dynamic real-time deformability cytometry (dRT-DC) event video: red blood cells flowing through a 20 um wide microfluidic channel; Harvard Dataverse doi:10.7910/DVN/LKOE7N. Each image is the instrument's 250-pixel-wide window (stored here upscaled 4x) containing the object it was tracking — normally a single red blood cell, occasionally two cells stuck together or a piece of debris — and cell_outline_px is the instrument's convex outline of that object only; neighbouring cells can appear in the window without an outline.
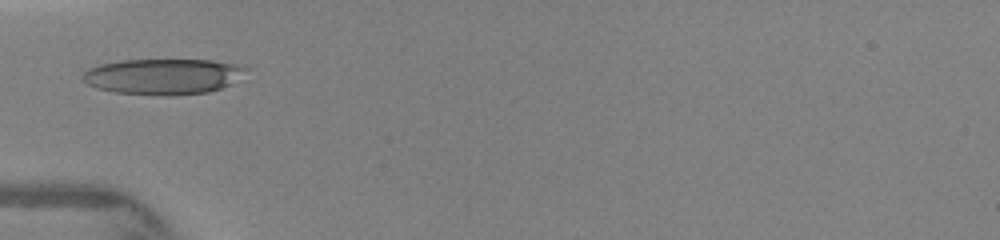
{"species": "human", "species_latin": "Homo sapiens", "temperature_condition": "warm", "stored_images_in_passage": 22, "camera_frame_rate_fps": 3000, "um_per_image_px": 0.085, "donor": {"sex": "female"}, "frame": {"image": 1, "passage_image": 1, "time_ms": 0.0, "image_size_px": [1000, 240], "cell_outline_px": [[248, 68], [232, 84], [208, 92], [172, 96], [112, 92], [96, 88], [88, 84], [80, 76], [88, 68], [100, 64], [120, 60], [212, 60], [240, 64]], "centroid_in_image_um": [13.85, 6.5], "position_along_channel_um": 71.1, "area_um2": 34.16}}
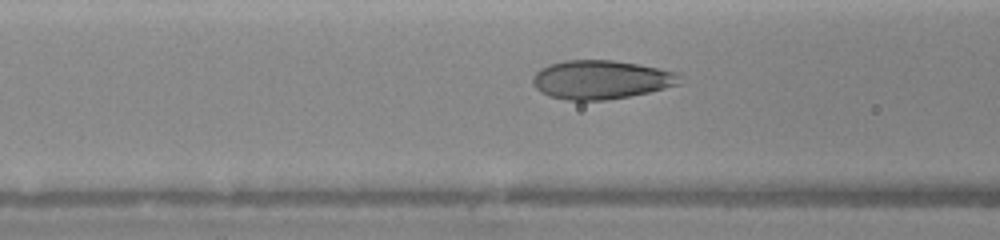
{"frame": {"image": 2, "passage_image": 7, "time_ms": 1.0, "image_size_px": [1000, 240], "cell_outline_px": [[680, 84], [648, 92], [628, 96], [604, 100], [568, 100], [548, 96], [540, 92], [532, 84], [532, 76], [540, 68], [548, 64], [564, 60], [612, 60], [636, 64], [656, 68], [672, 72], [676, 76]], "centroid_in_image_um": [50.96, 6.77], "position_along_channel_um": 115.6, "area_um2": 32.83}}
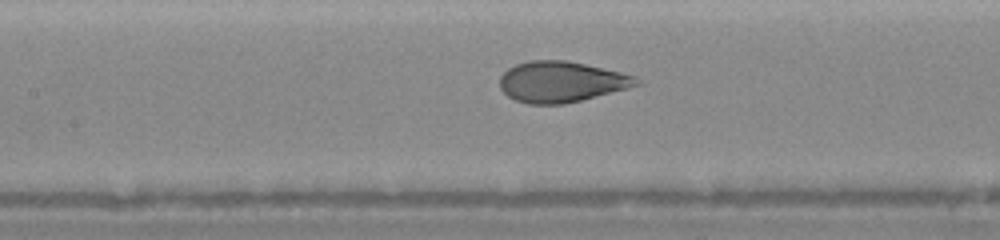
{"frame": {"image": 3, "passage_image": 15, "time_ms": 2.0, "image_size_px": [1000, 240], "cell_outline_px": [[644, 84], [564, 104], [528, 104], [516, 100], [508, 96], [500, 88], [500, 76], [508, 68], [516, 64], [528, 60], [564, 60], [584, 64], [620, 72], [636, 76]], "centroid_in_image_um": [47.71, 6.95], "position_along_channel_um": 159.7, "area_um2": 32.43}}